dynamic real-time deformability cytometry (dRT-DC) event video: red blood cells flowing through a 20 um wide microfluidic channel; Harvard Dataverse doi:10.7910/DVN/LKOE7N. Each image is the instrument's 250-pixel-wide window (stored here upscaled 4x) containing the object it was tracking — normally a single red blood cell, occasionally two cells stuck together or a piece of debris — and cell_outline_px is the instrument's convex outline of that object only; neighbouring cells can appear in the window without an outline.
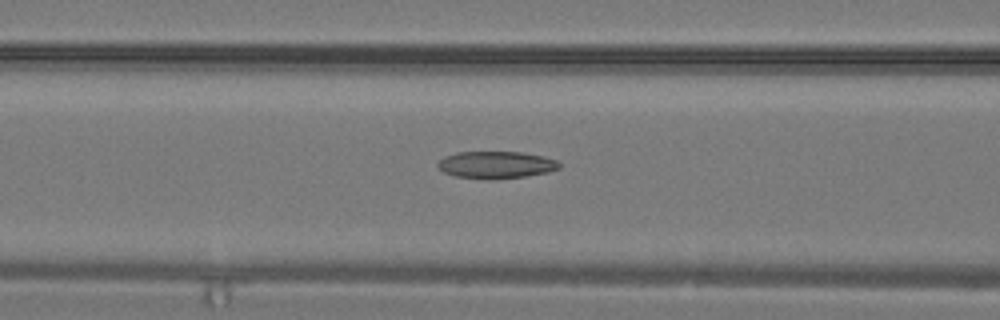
{"species": "common noctule bat (a hibernating species)", "species_latin": "Nyctalus noctula", "temperature_condition": "warm", "stored_images_in_passage": 33, "segment_of_instrument_passage": [1, 2], "camera_frame_rate_fps": 3000, "um_per_image_px": 0.085, "animal": {"sex": "male", "body_mass_g": 19.2, "forearm_length_mm": 51.8}, "frame": {"image": 1, "passage_image": 14, "time_ms": 4.333, "image_size_px": [1000, 320], "cell_outline_px": [[560, 168], [548, 172], [524, 176], [488, 180], [456, 176], [444, 172], [436, 164], [444, 156], [456, 152], [520, 152], [544, 156], [556, 160], [560, 164]], "centroid_in_image_um": [42.16, 14.01], "position_along_channel_um": 124.4, "area_um2": 19.19}}
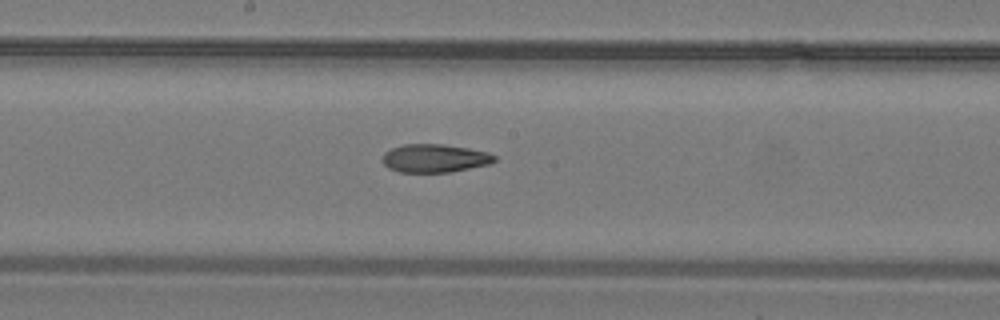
{"frame": {"image": 2, "passage_image": 18, "time_ms": 5.667, "image_size_px": [1000, 320], "cell_outline_px": [[496, 160], [488, 164], [452, 172], [400, 172], [388, 168], [384, 164], [384, 152], [392, 148], [404, 144], [444, 144], [468, 148], [488, 152], [496, 156]], "centroid_in_image_um": [36.96, 13.45], "position_along_channel_um": 211.2, "area_um2": 18.38}}
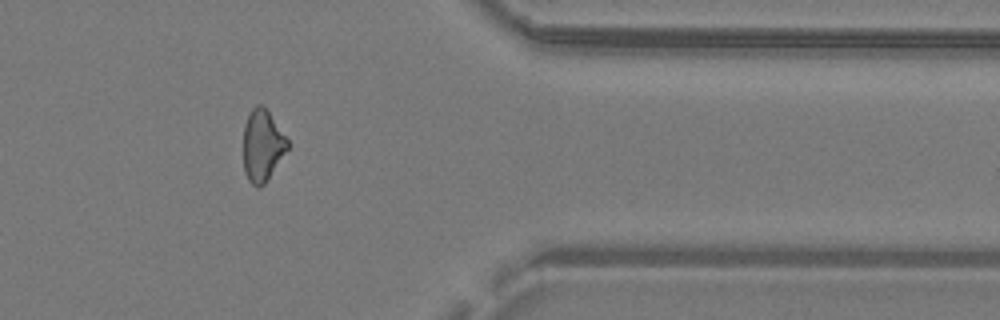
{"frame": {"image": 3, "passage_image": 27, "time_ms": 8.667, "image_size_px": [1000, 320], "cell_outline_px": [[288, 148], [264, 184], [260, 188], [256, 188], [248, 180], [244, 172], [244, 124], [252, 108], [256, 104], [260, 104], [268, 112], [288, 140]], "centroid_in_image_um": [22.28, 12.4], "position_along_channel_um": 389.1, "area_um2": 18.09}}